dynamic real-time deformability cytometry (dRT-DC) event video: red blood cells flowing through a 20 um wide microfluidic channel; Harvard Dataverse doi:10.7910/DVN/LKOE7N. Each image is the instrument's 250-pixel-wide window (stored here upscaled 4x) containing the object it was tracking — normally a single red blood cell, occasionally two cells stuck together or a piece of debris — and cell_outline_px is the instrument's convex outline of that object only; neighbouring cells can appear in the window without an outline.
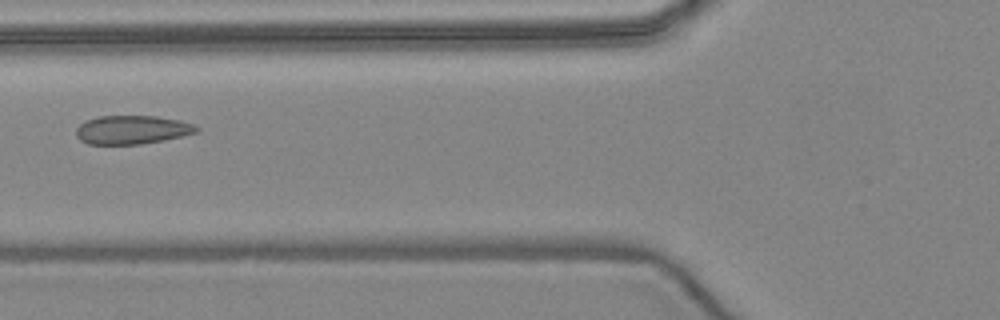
{"species": "common noctule bat (a hibernating species)", "species_latin": "Nyctalus noctula", "temperature_condition": "warm", "stored_images_in_passage": 6, "camera_frame_rate_fps": 3000, "um_per_image_px": 0.085, "animal": {"sex": "female", "body_mass_g": 24.6, "forearm_length_mm": 56.2}, "frame": {"image": 1, "passage_image": 6, "time_ms": 5.667, "image_size_px": [1000, 320], "cell_outline_px": [[200, 128], [196, 132], [164, 140], [140, 144], [88, 144], [80, 140], [76, 136], [76, 128], [84, 120], [100, 116], [156, 116], [180, 120], [192, 124]], "centroid_in_image_um": [11.18, 11.03], "position_along_channel_um": 114.6, "area_um2": 20.06}}